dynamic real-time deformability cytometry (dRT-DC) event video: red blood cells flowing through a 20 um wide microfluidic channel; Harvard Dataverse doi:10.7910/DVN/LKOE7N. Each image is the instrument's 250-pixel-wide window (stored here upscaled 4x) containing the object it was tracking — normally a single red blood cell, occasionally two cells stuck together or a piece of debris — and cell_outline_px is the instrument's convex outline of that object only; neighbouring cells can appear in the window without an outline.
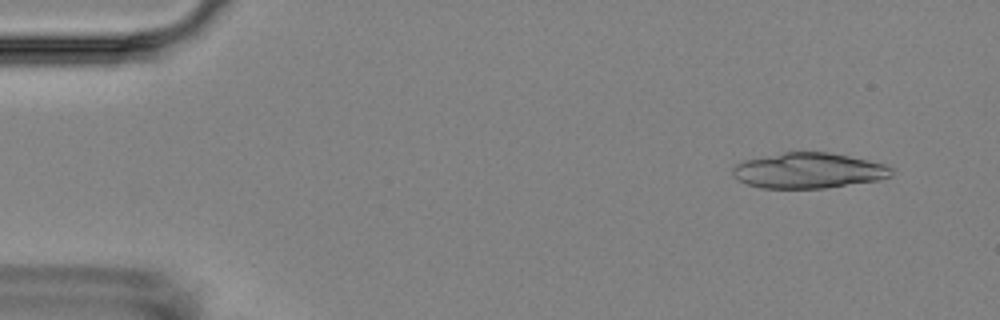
{"species": "Egyptian fruit bat (a non-hibernating species)", "species_latin": "Rousettus aegyptiacus", "temperature_condition": "room temperature", "stored_images_in_passage": 3, "camera_frame_rate_fps": 3000, "um_per_image_px": 0.085, "animal": {"sex": "female"}, "frame": {"image": 1, "passage_image": 2, "time_ms": 1.0, "image_size_px": [1000, 320], "cell_outline_px": [[896, 168], [892, 176], [876, 180], [824, 188], [760, 188], [748, 184], [732, 176], [732, 168], [736, 164], [744, 160], [784, 152], [828, 152], [868, 160], [884, 164]], "centroid_in_image_um": [68.73, 14.5], "position_along_channel_um": 16.3, "area_um2": 32.77}}